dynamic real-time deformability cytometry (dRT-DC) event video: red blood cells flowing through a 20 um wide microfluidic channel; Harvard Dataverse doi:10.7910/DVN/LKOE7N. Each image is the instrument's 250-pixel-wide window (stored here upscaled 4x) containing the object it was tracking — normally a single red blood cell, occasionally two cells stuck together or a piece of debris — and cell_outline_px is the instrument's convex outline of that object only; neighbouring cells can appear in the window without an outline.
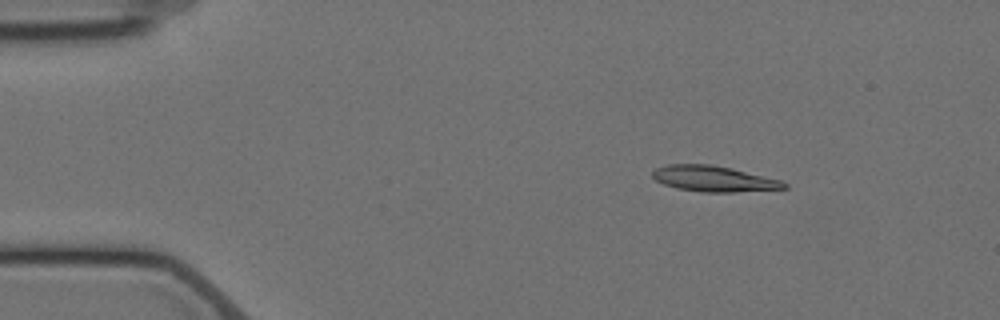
{"species": "Egyptian fruit bat (a non-hibernating species)", "species_latin": "Rousettus aegyptiacus", "temperature_condition": "cold", "stored_images_in_passage": 15, "camera_frame_rate_fps": 3000, "um_per_image_px": 0.085, "animal": {"sex": "female"}, "frame": {"image": 1, "passage_image": 3, "time_ms": 2.333, "image_size_px": [1000, 320], "cell_outline_px": [[788, 188], [732, 192], [704, 192], [676, 188], [664, 184], [656, 180], [652, 176], [652, 172], [656, 168], [668, 164], [712, 164], [732, 168], [780, 180], [788, 184]], "centroid_in_image_um": [60.66, 15.19], "position_along_channel_um": 24.3, "area_um2": 19.65}}
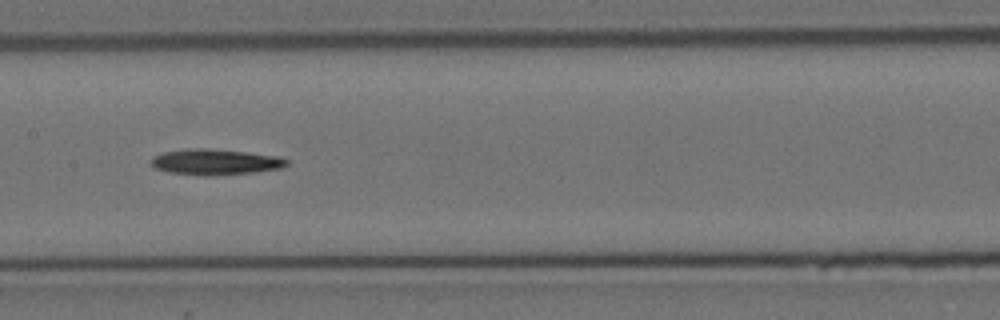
{"frame": {"image": 2, "passage_image": 8, "time_ms": 9.0, "image_size_px": [1000, 320], "cell_outline_px": [[288, 164], [280, 168], [252, 172], [208, 176], [204, 176], [168, 172], [156, 168], [152, 164], [152, 156], [164, 152], [188, 148], [208, 148], [248, 152], [280, 156], [288, 160]], "centroid_in_image_um": [18.3, 13.75], "position_along_channel_um": 189.1, "area_um2": 20.35}}
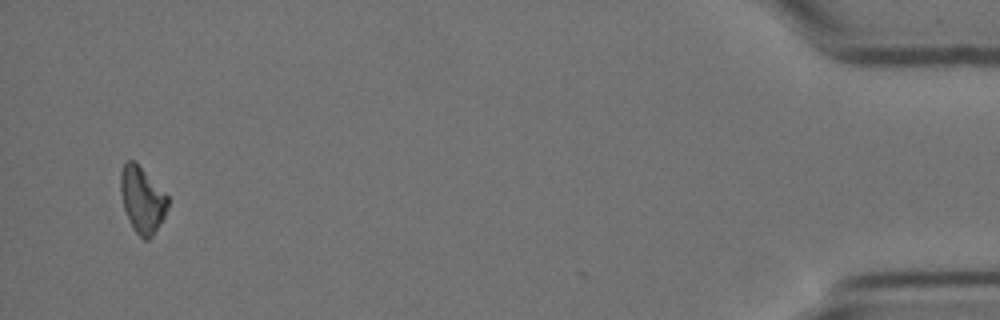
{"frame": {"image": 3, "passage_image": 15, "time_ms": 18.0, "image_size_px": [1000, 320], "cell_outline_px": [[168, 204], [164, 216], [152, 236], [148, 240], [144, 240], [132, 228], [128, 220], [124, 208], [120, 192], [120, 172], [124, 164], [128, 160], [132, 160], [168, 196]], "centroid_in_image_um": [12.06, 17.01], "position_along_channel_um": 423.1, "area_um2": 17.74}, "authors_computed_cell_mechanics": {"area_um2": 19.5364, "velocity_mm_per_s": 3.5171, "shape_relaxation_time_tau1_ms": 8.012, "shape_relaxation_time_tau2_ms": null, "deformation_change_tau1": 0.1119, "deformation_change_tau2": null}}